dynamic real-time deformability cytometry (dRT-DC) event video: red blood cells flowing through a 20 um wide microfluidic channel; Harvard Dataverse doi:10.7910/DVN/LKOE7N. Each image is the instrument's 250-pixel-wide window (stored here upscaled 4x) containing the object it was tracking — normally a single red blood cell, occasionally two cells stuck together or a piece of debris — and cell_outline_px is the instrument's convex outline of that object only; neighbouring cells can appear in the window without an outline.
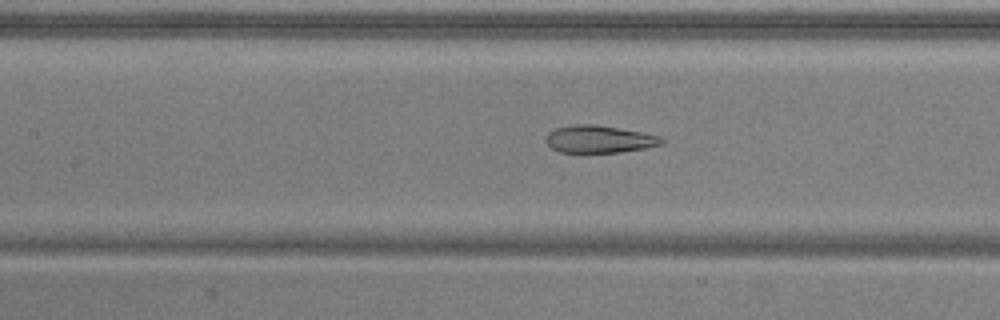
{"species": "common noctule bat (a hibernating species)", "species_latin": "Nyctalus noctula", "temperature_condition": "warm", "stored_images_in_passage": 49, "camera_frame_rate_fps": 3000, "um_per_image_px": 0.085, "animal": {"sex": "male", "body_mass_g": 20.5, "forearm_length_mm": 52.5}, "frame": {"image": 1, "passage_image": 22, "time_ms": 7.0, "image_size_px": [1000, 320], "cell_outline_px": [[664, 144], [644, 148], [620, 152], [560, 152], [552, 148], [544, 140], [544, 136], [548, 132], [556, 128], [576, 124], [596, 124], [640, 132], [660, 136], [664, 140]], "centroid_in_image_um": [50.9, 11.82], "position_along_channel_um": 156.5, "area_um2": 18.44}}
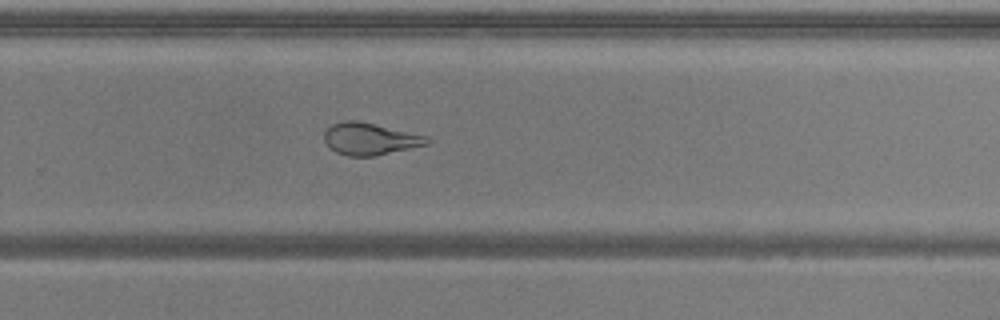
{"frame": {"image": 2, "passage_image": 33, "time_ms": 10.667, "image_size_px": [1000, 320], "cell_outline_px": [[432, 140], [428, 144], [376, 156], [348, 156], [336, 152], [328, 148], [324, 140], [324, 132], [332, 124], [344, 120], [356, 120], [428, 136]], "centroid_in_image_um": [31.43, 11.81], "position_along_channel_um": 298.4, "area_um2": 19.25}}
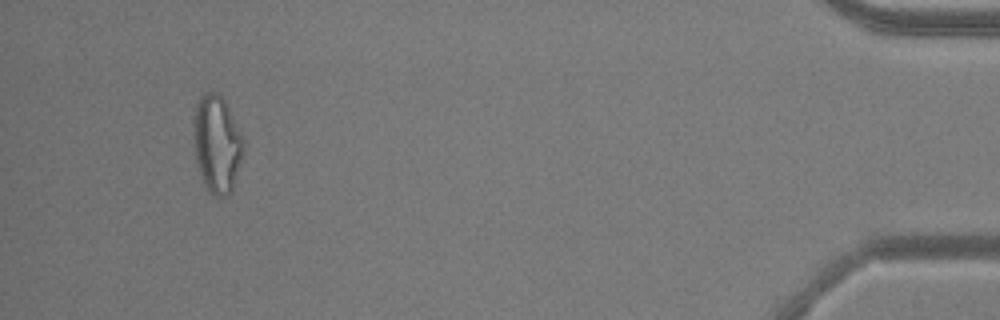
{"frame": {"image": 3, "passage_image": 48, "time_ms": 15.667, "image_size_px": [1000, 320], "cell_outline_px": [[244, 144], [232, 192], [228, 196], [212, 196], [208, 192], [204, 184], [196, 160], [192, 124], [192, 116], [196, 104], [208, 92], [216, 92], [224, 100], [244, 136]], "centroid_in_image_um": [18.43, 12.25], "position_along_channel_um": 416.8, "area_um2": 28.32}}